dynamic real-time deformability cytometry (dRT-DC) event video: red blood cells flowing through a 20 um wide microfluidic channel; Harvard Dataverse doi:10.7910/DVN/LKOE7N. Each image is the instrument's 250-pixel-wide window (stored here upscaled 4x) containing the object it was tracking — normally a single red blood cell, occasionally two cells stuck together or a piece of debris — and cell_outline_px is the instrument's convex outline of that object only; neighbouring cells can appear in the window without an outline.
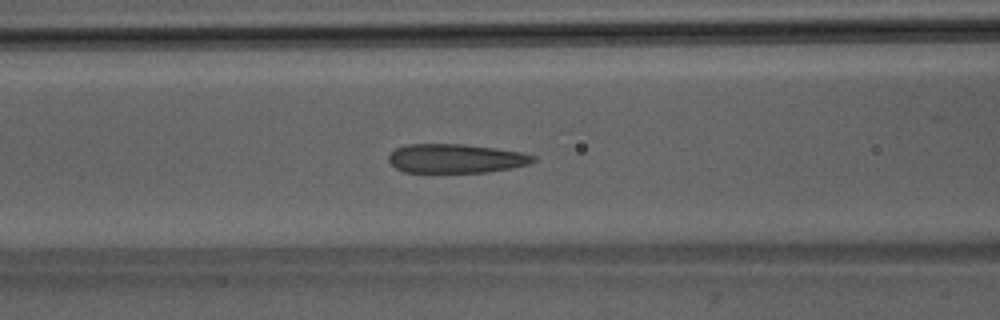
{"species": "Egyptian fruit bat (a non-hibernating species)", "species_latin": "Rousettus aegyptiacus", "temperature_condition": "room temperature", "stored_images_in_passage": 51, "camera_frame_rate_fps": 3000, "um_per_image_px": 0.085, "animal": {"sex": "male"}, "frame": {"image": 1, "passage_image": 20, "time_ms": 6.333, "image_size_px": [1000, 320], "cell_outline_px": [[536, 160], [528, 164], [512, 168], [488, 172], [404, 172], [396, 168], [388, 160], [388, 156], [396, 148], [408, 144], [464, 144], [520, 152], [536, 156]], "centroid_in_image_um": [38.73, 13.47], "position_along_channel_um": 127.9, "area_um2": 24.33}}
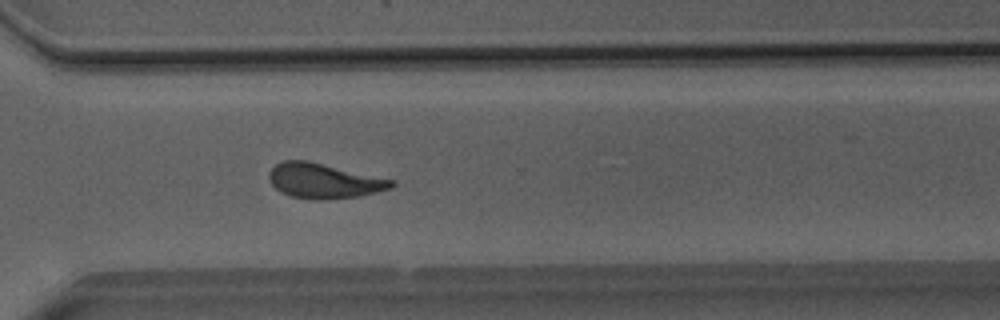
{"frame": {"image": 2, "passage_image": 36, "time_ms": 11.667, "image_size_px": [1000, 320], "cell_outline_px": [[396, 184], [392, 188], [360, 196], [320, 200], [292, 196], [276, 188], [272, 184], [268, 176], [268, 172], [276, 164], [284, 160], [308, 160], [396, 180]], "centroid_in_image_um": [27.58, 15.36], "position_along_channel_um": 343.0, "area_um2": 24.91}}
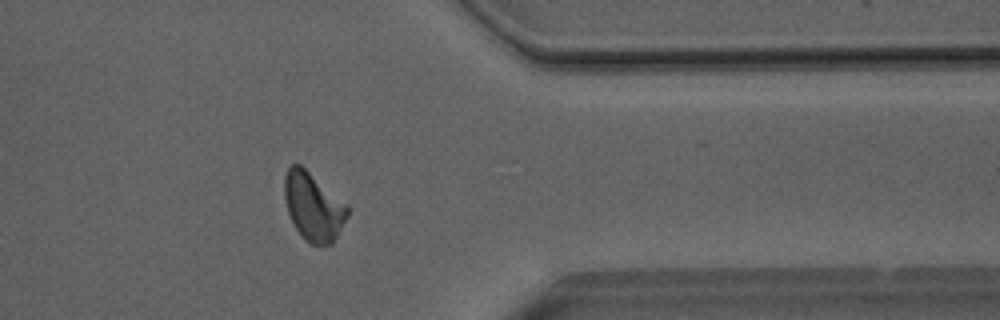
{"frame": {"image": 3, "passage_image": 40, "time_ms": 13.0, "image_size_px": [1000, 320], "cell_outline_px": [[348, 216], [332, 244], [308, 244], [304, 240], [296, 228], [288, 212], [284, 200], [284, 176], [288, 168], [292, 164], [300, 164], [348, 204]], "centroid_in_image_um": [26.63, 17.55], "position_along_channel_um": 384.8, "area_um2": 25.03}, "authors_computed_cell_mechanics": {"area_um2": 24.9696, "velocity_mm_per_s": 4.0382, "shape_relaxation_time_tau1_ms": 6.4271, "shape_relaxation_time_tau2_ms": 0.902, "deformation_change_tau1": 0.1597, "deformation_change_tau2": 0.0672}}